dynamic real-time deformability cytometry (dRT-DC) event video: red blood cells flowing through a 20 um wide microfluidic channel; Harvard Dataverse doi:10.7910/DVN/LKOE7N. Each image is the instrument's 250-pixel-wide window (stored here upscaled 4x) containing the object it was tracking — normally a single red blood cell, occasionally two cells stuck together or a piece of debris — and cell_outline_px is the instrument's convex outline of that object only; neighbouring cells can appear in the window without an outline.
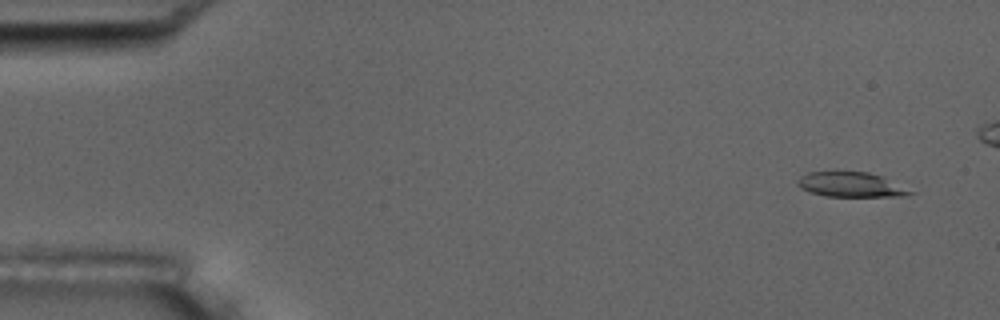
{"species": "common noctule bat (a hibernating species)", "species_latin": "Nyctalus noctula", "temperature_condition": "room temperature", "stored_images_in_passage": 7, "camera_frame_rate_fps": 3000, "um_per_image_px": 0.085, "animal": {"sex": "male", "body_mass_g": 17.5, "forearm_length_mm": 52.3}, "frame": {"image": 1, "passage_image": 1, "time_ms": 0.0, "image_size_px": [1000, 320], "cell_outline_px": [[916, 192], [908, 196], [824, 196], [800, 188], [796, 184], [796, 180], [800, 176], [808, 172], [836, 168], [868, 172], [880, 176]], "centroid_in_image_um": [72.24, 15.64], "position_along_channel_um": 12.8, "area_um2": 16.99}}